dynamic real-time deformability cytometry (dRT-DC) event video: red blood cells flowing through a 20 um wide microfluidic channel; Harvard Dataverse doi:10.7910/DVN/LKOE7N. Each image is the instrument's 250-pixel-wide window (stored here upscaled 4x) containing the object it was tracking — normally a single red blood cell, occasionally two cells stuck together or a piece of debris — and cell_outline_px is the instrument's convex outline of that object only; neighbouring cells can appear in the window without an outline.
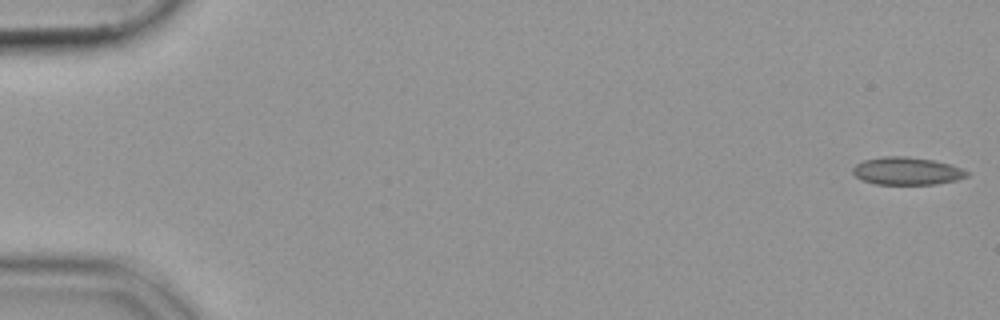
{"species": "common noctule bat (a hibernating species)", "species_latin": "Nyctalus noctula", "temperature_condition": "cold", "stored_images_in_passage": 53, "camera_frame_rate_fps": 3000, "um_per_image_px": 0.085, "animal": {"sex": "female", "body_mass_g": 19.9}, "frame": {"image": 1, "passage_image": 1, "time_ms": 0.0, "image_size_px": [1000, 320], "cell_outline_px": [[968, 176], [956, 180], [936, 184], [876, 184], [864, 180], [856, 176], [852, 172], [852, 168], [856, 164], [864, 160], [884, 156], [908, 156], [932, 160], [948, 164], [960, 168], [968, 172]], "centroid_in_image_um": [77.06, 14.53], "position_along_channel_um": 7.9, "area_um2": 18.21}}
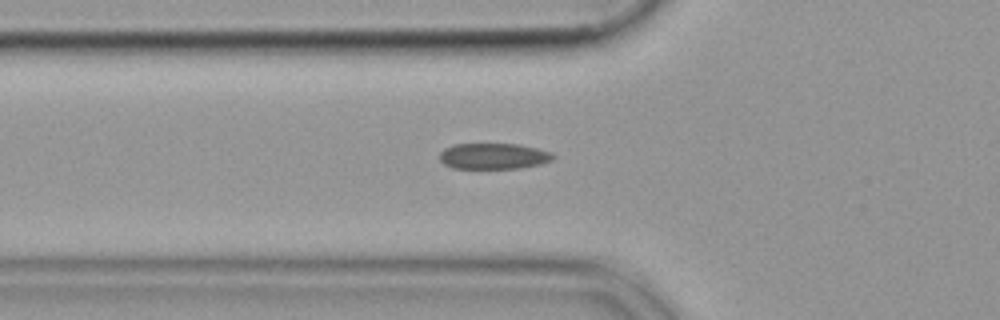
{"frame": {"image": 2, "passage_image": 19, "time_ms": 6.0, "image_size_px": [1000, 320], "cell_outline_px": [[556, 156], [552, 160], [540, 164], [520, 168], [452, 168], [444, 164], [440, 160], [440, 152], [444, 148], [452, 144], [516, 144], [536, 148], [552, 152]], "centroid_in_image_um": [41.94, 13.27], "position_along_channel_um": 83.9, "area_um2": 17.17}}
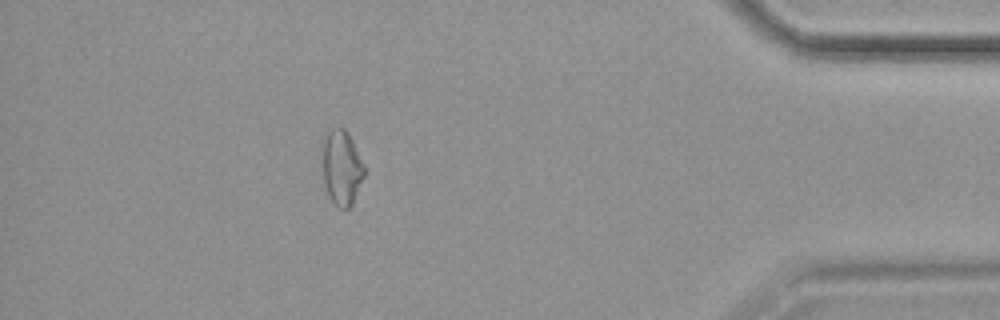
{"frame": {"image": 3, "passage_image": 48, "time_ms": 15.667, "image_size_px": [1000, 320], "cell_outline_px": [[368, 172], [352, 204], [348, 208], [340, 208], [328, 196], [324, 184], [320, 144], [320, 140], [324, 132], [340, 124], [348, 132]], "centroid_in_image_um": [29.02, 14.16], "position_along_channel_um": 406.2, "area_um2": 19.36}}